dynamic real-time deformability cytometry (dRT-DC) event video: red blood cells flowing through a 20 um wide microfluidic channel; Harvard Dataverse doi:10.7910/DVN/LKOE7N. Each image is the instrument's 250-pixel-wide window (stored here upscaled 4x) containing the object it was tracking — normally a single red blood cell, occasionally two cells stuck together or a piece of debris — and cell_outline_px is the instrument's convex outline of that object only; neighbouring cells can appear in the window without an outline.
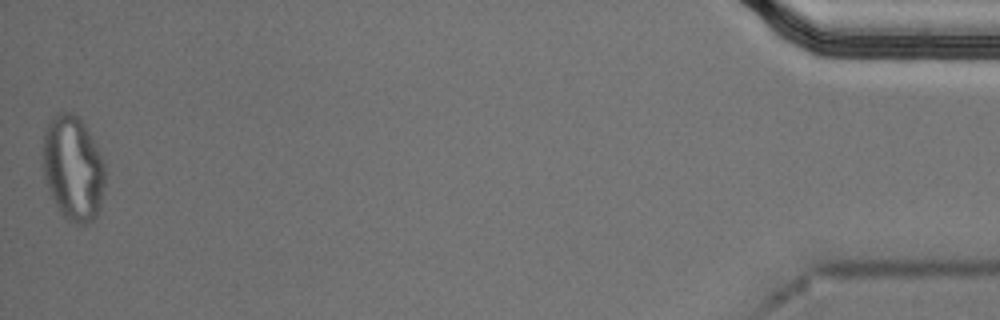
{"species": "Egyptian fruit bat (a non-hibernating species)", "species_latin": "Rousettus aegyptiacus", "temperature_condition": "cold", "stored_images_in_passage": 52, "segment_of_instrument_passage": [2, 2], "camera_frame_rate_fps": 3000, "um_per_image_px": 0.085, "animal": {"sex": "male"}, "frame": {"image": 1, "passage_image": 52, "time_ms": 17.0, "image_size_px": [1000, 320], "cell_outline_px": [[104, 188], [100, 208], [96, 216], [88, 224], [76, 224], [68, 220], [60, 212], [44, 180], [44, 132], [48, 120], [52, 116], [60, 112], [72, 112], [84, 124], [96, 144], [104, 160]], "centroid_in_image_um": [6.22, 14.29], "position_along_channel_um": 429.0, "area_um2": 37.97}}